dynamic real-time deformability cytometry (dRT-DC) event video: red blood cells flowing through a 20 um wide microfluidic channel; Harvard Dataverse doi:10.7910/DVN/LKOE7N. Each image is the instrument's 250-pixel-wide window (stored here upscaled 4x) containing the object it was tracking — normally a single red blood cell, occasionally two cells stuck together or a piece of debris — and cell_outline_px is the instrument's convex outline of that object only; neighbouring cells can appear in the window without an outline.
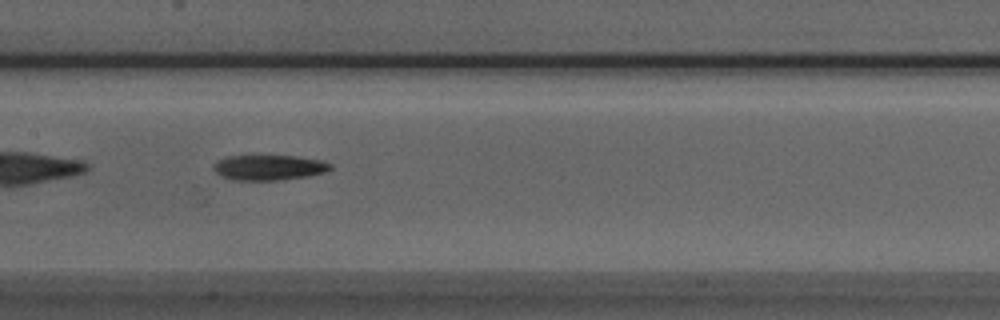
{"species": "Egyptian fruit bat (a non-hibernating species)", "species_latin": "Rousettus aegyptiacus", "temperature_condition": "room temperature", "stored_images_in_passage": 37, "camera_frame_rate_fps": 3000, "um_per_image_px": 0.085, "animal": {"sex": "male"}, "frame": {"image": 1, "passage_image": 10, "time_ms": 3.0, "image_size_px": [1000, 320], "cell_outline_px": [[332, 168], [324, 172], [308, 176], [280, 180], [232, 180], [216, 172], [212, 168], [212, 164], [216, 160], [228, 156], [296, 156], [320, 160], [332, 164]], "centroid_in_image_um": [22.84, 14.23], "position_along_channel_um": 184.6, "area_um2": 17.17}}
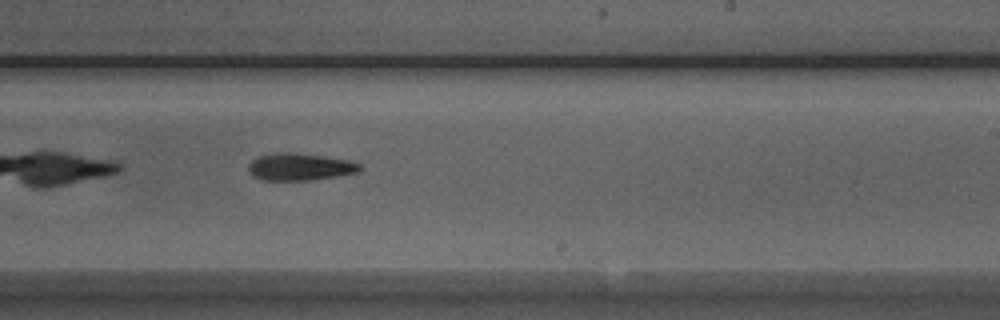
{"frame": {"image": 2, "passage_image": 16, "time_ms": 5.0, "image_size_px": [1000, 320], "cell_outline_px": [[364, 168], [360, 172], [312, 180], [264, 180], [252, 176], [248, 172], [248, 164], [252, 160], [260, 156], [276, 152], [292, 152], [348, 160], [360, 164]], "centroid_in_image_um": [25.48, 14.19], "position_along_channel_um": 263.5, "area_um2": 17.69}}
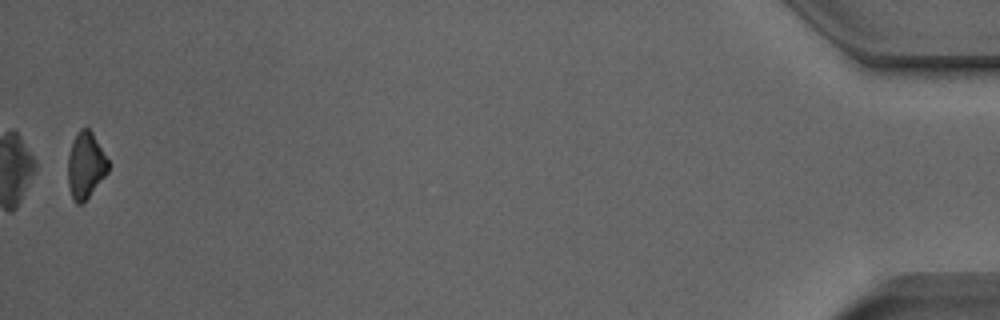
{"frame": {"image": 3, "passage_image": 36, "time_ms": 11.667, "image_size_px": [1000, 320], "cell_outline_px": [[108, 172], [84, 204], [76, 204], [72, 200], [68, 184], [68, 156], [76, 132], [80, 128], [88, 128], [92, 132], [108, 160]], "centroid_in_image_um": [7.27, 14.1], "position_along_channel_um": 427.9, "area_um2": 15.66}, "authors_computed_cell_mechanics": {"area_um2": 17.1088, "velocity_mm_per_s": 3.9647, "shape_relaxation_time_tau1_ms": 5.0008, "shape_relaxation_time_tau2_ms": null, "deformation_change_tau1": 0.1318, "deformation_change_tau2": null}}